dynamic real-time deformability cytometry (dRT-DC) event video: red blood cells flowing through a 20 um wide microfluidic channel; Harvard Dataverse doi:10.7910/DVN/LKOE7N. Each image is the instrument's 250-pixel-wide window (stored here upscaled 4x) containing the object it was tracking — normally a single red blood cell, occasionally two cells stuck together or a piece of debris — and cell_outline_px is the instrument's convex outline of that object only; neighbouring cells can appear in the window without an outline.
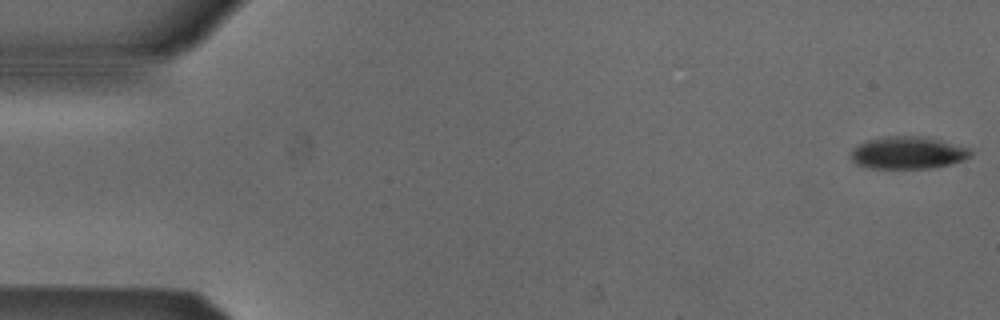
{"species": "Egyptian fruit bat (a non-hibernating species)", "species_latin": "Rousettus aegyptiacus", "temperature_condition": "cold", "stored_images_in_passage": 53, "camera_frame_rate_fps": 3000, "um_per_image_px": 0.085, "animal": {"sex": "male"}, "frame": {"image": 1, "passage_image": 1, "time_ms": 0.0, "image_size_px": [1000, 320], "cell_outline_px": [[972, 156], [964, 160], [932, 168], [868, 168], [856, 164], [852, 160], [852, 148], [856, 144], [868, 140], [888, 136], [912, 136], [940, 140], [972, 148]], "centroid_in_image_um": [77.17, 12.99], "position_along_channel_um": 7.8, "area_um2": 22.54}}
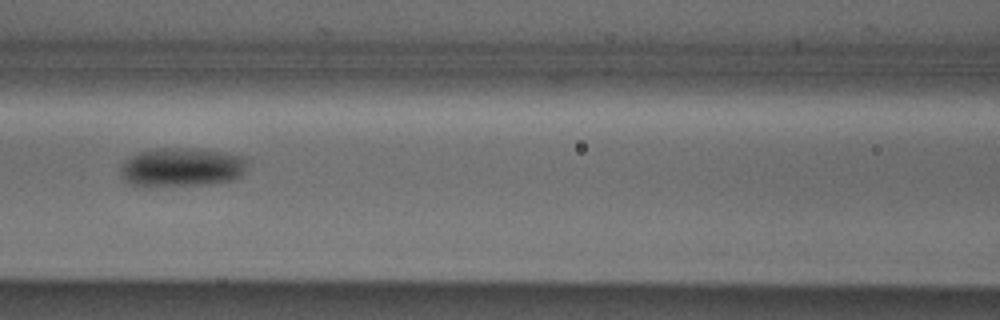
{"frame": {"image": 2, "passage_image": 23, "time_ms": 7.333, "image_size_px": [1000, 320], "cell_outline_px": [[248, 164], [244, 172], [236, 180], [204, 184], [132, 184], [120, 172], [120, 168], [124, 160], [128, 156], [136, 152], [152, 148], [196, 148], [244, 156]], "centroid_in_image_um": [15.48, 14.16], "position_along_channel_um": 151.1, "area_um2": 28.32}}
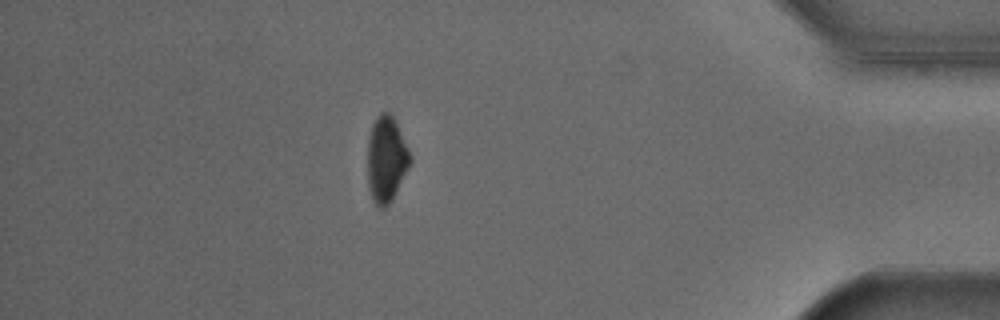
{"frame": {"image": 3, "passage_image": 46, "time_ms": 15.0, "image_size_px": [1000, 320], "cell_outline_px": [[412, 160], [392, 200], [384, 208], [380, 208], [372, 200], [368, 188], [368, 136], [372, 124], [376, 116], [380, 112], [392, 112], [396, 120], [412, 156]], "centroid_in_image_um": [32.84, 13.49], "position_along_channel_um": 402.4, "area_um2": 21.68}}